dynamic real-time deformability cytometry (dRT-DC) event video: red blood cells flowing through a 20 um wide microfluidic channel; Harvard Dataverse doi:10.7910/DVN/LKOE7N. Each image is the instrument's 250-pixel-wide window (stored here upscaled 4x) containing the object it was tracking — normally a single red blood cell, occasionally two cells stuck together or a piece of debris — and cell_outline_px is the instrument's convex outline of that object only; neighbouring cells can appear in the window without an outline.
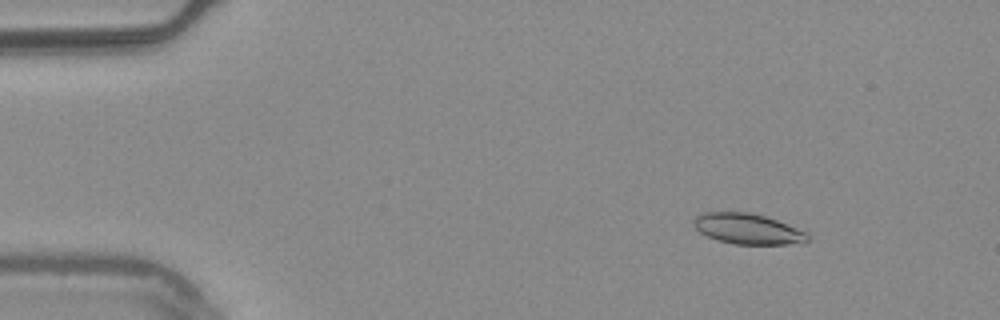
{"species": "common noctule bat (a hibernating species)", "species_latin": "Nyctalus noctula", "temperature_condition": "warm", "stored_images_in_passage": 53, "camera_frame_rate_fps": 3000, "um_per_image_px": 0.085, "animal": {"sex": "male", "body_mass_g": 20.4}, "frame": {"image": 1, "passage_image": 6, "time_ms": 1.667, "image_size_px": [1000, 320], "cell_outline_px": [[808, 240], [804, 244], [736, 244], [716, 240], [700, 232], [692, 224], [692, 220], [696, 216], [704, 212], [748, 212], [764, 216], [776, 220], [808, 232]], "centroid_in_image_um": [63.56, 19.46], "position_along_channel_um": 21.4, "area_um2": 20.35}}
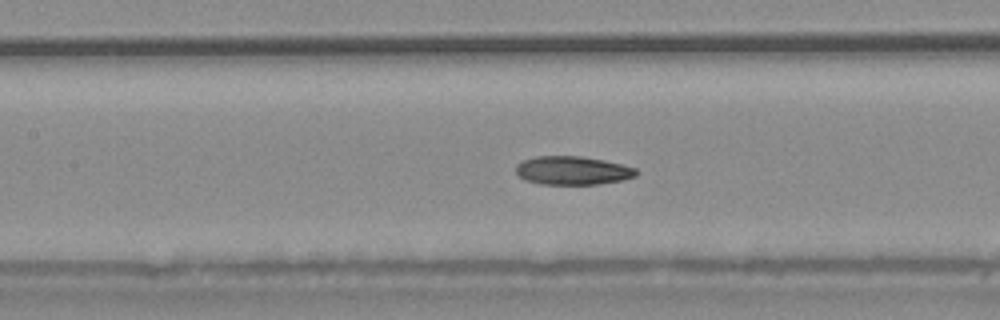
{"frame": {"image": 2, "passage_image": 24, "time_ms": 7.667, "image_size_px": [1000, 320], "cell_outline_px": [[636, 176], [624, 180], [600, 184], [540, 184], [524, 180], [516, 172], [516, 164], [520, 160], [536, 156], [580, 156], [604, 160], [636, 168]], "centroid_in_image_um": [48.64, 14.49], "position_along_channel_um": 158.8, "area_um2": 20.11}}
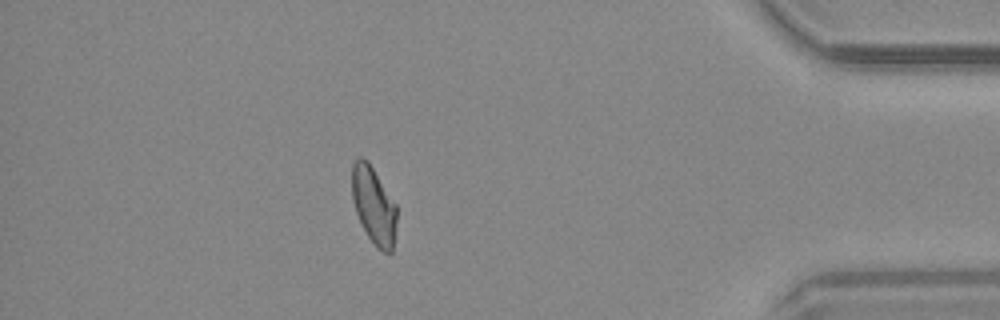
{"frame": {"image": 3, "passage_image": 47, "time_ms": 15.333, "image_size_px": [1000, 320], "cell_outline_px": [[396, 224], [392, 252], [384, 252], [376, 248], [368, 236], [356, 212], [352, 200], [352, 164], [360, 156], [368, 160], [396, 204]], "centroid_in_image_um": [31.76, 17.44], "position_along_channel_um": 403.4, "area_um2": 20.06}, "authors_computed_cell_mechanics": {"area_um2": 20.4612, "velocity_mm_per_s": 3.7466, "shape_relaxation_time_tau1_ms": null, "shape_relaxation_time_tau2_ms": 2.7488, "deformation_change_tau1": null, "deformation_change_tau2": 0.0809}}